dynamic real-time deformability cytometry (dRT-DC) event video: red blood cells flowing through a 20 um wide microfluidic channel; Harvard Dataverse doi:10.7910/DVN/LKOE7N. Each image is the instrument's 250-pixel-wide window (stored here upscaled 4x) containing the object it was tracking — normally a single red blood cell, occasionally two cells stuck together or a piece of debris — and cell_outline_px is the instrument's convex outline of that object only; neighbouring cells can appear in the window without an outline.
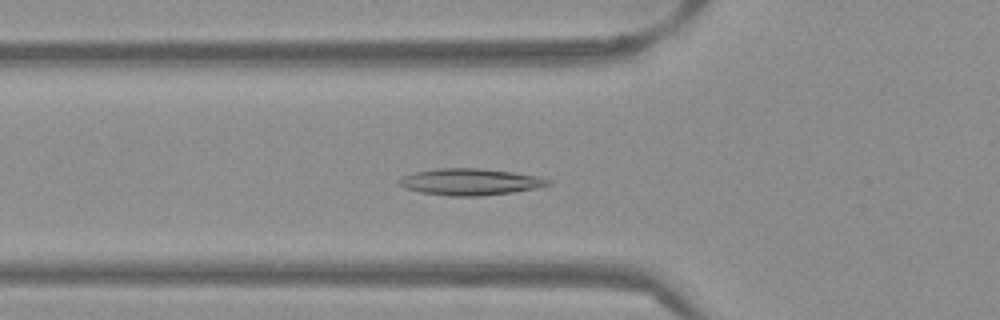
{"species": "Egyptian fruit bat (a non-hibernating species)", "species_latin": "Rousettus aegyptiacus", "temperature_condition": "warm", "stored_images_in_passage": 52, "camera_frame_rate_fps": 3000, "um_per_image_px": 0.085, "frame": {"image": 1, "passage_image": 18, "time_ms": 5.667, "image_size_px": [1000, 320], "cell_outline_px": [[552, 184], [536, 188], [512, 192], [480, 196], [452, 196], [420, 192], [408, 188], [400, 184], [396, 180], [400, 176], [416, 172], [436, 168], [480, 168], [544, 176], [552, 180]], "centroid_in_image_um": [40.02, 15.44], "position_along_channel_um": 85.8, "area_um2": 23.24}}
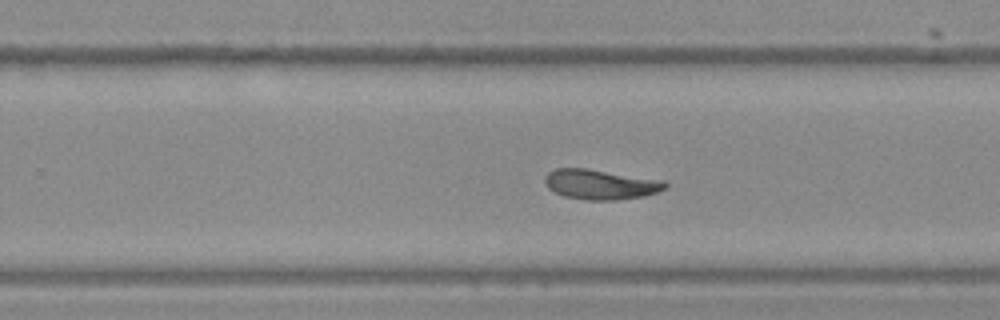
{"frame": {"image": 2, "passage_image": 33, "time_ms": 10.667, "image_size_px": [1000, 320], "cell_outline_px": [[668, 188], [644, 196], [616, 200], [588, 200], [564, 196], [548, 188], [544, 184], [544, 176], [548, 172], [556, 168], [588, 168], [664, 180], [668, 184]], "centroid_in_image_um": [51.05, 15.66], "position_along_channel_um": 278.8, "area_um2": 21.21}}
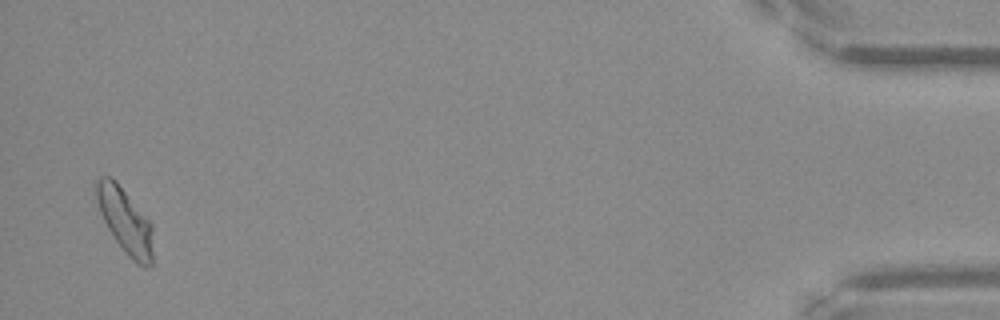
{"frame": {"image": 3, "passage_image": 51, "time_ms": 16.667, "image_size_px": [1000, 320], "cell_outline_px": [[152, 268], [144, 268], [136, 264], [128, 256], [116, 240], [108, 228], [100, 212], [96, 200], [96, 180], [100, 176], [112, 176], [116, 180], [152, 224]], "centroid_in_image_um": [10.65, 18.78], "position_along_channel_um": 424.6, "area_um2": 21.5}, "authors_computed_cell_mechanics": {"area_um2": 21.3282, "velocity_mm_per_s": 3.8478, "shape_relaxation_time_tau1_ms": null, "shape_relaxation_time_tau2_ms": 4.8599, "deformation_change_tau1": null, "deformation_change_tau2": 0.094}}